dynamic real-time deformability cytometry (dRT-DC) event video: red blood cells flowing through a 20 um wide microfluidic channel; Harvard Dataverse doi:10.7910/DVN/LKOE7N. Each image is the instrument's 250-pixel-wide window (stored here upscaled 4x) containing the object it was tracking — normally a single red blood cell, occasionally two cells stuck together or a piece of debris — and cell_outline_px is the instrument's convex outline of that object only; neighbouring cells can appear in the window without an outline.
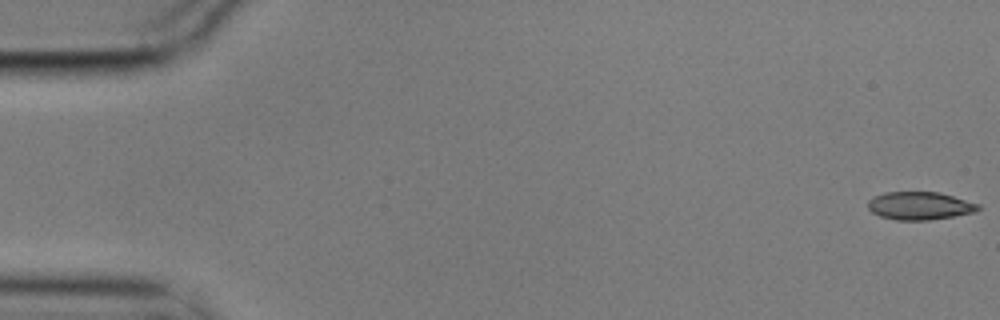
{"species": "common noctule bat (a hibernating species)", "species_latin": "Nyctalus noctula", "temperature_condition": "cold", "stored_images_in_passage": 5, "camera_frame_rate_fps": 3000, "um_per_image_px": 0.085, "animal": {"sex": "male", "body_mass_g": 17.9}, "frame": {"image": 1, "passage_image": 1, "time_ms": 0.0, "image_size_px": [1000, 320], "cell_outline_px": [[980, 208], [976, 212], [928, 220], [896, 220], [880, 216], [872, 212], [868, 208], [868, 200], [884, 192], [940, 192], [980, 204]], "centroid_in_image_um": [78.19, 17.49], "position_along_channel_um": 6.8, "area_um2": 17.92}}